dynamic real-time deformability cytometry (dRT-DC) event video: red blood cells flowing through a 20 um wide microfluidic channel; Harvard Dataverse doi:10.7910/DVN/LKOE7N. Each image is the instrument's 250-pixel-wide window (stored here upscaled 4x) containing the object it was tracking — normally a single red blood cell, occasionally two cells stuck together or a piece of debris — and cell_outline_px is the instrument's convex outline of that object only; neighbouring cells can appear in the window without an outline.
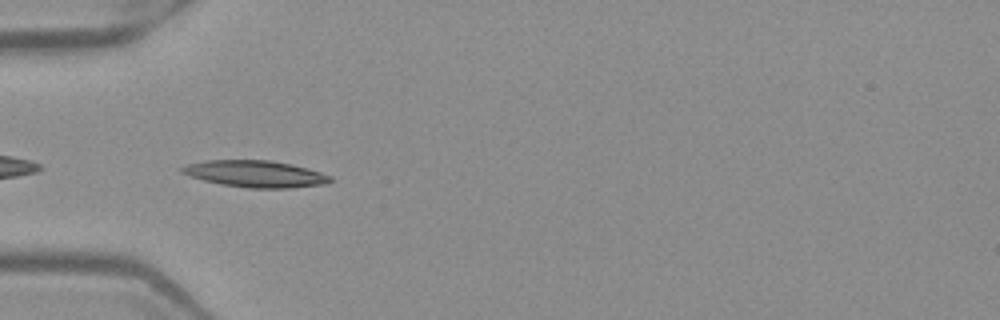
{"species": "Egyptian fruit bat (a non-hibernating species)", "species_latin": "Rousettus aegyptiacus", "temperature_condition": "warm", "stored_images_in_passage": 37, "camera_frame_rate_fps": 3000, "um_per_image_px": 0.085, "frame": {"image": 1, "passage_image": 2, "time_ms": 0.333, "image_size_px": [1000, 320], "cell_outline_px": [[332, 180], [328, 184], [288, 188], [252, 188], [220, 184], [204, 180], [180, 172], [180, 168], [188, 164], [208, 160], [272, 160], [292, 164], [308, 168], [332, 176]], "centroid_in_image_um": [21.76, 14.78], "position_along_channel_um": 63.2, "area_um2": 23.06}}
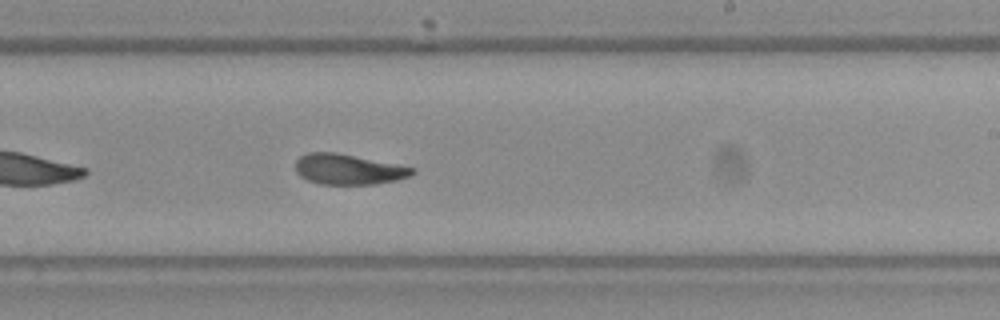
{"frame": {"image": 2, "passage_image": 17, "time_ms": 5.333, "image_size_px": [1000, 320], "cell_outline_px": [[416, 172], [408, 176], [396, 180], [376, 184], [320, 184], [308, 180], [300, 176], [296, 172], [296, 160], [300, 156], [308, 152], [336, 152], [416, 168]], "centroid_in_image_um": [29.59, 14.39], "position_along_channel_um": 259.4, "area_um2": 20.63}}
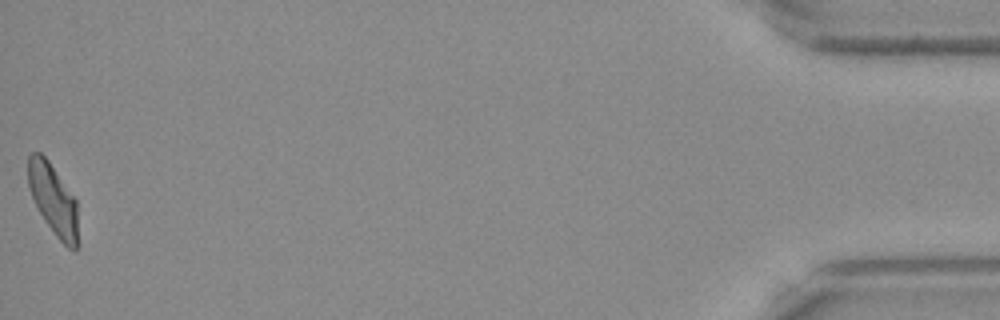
{"frame": {"image": 3, "passage_image": 37, "time_ms": 12.0, "image_size_px": [1000, 320], "cell_outline_px": [[80, 244], [76, 252], [68, 248], [56, 236], [44, 220], [28, 188], [28, 156], [32, 152], [40, 152], [48, 160], [76, 200]], "centroid_in_image_um": [4.57, 17.03], "position_along_channel_um": 430.6, "area_um2": 20.87}, "authors_computed_cell_mechanics": {"area_um2": 21.4438, "velocity_mm_per_s": 3.9627, "shape_relaxation_time_tau1_ms": 3.2271, "shape_relaxation_time_tau2_ms": 1.7708, "deformation_change_tau1": 0.1622, "deformation_change_tau2": 0.083}}